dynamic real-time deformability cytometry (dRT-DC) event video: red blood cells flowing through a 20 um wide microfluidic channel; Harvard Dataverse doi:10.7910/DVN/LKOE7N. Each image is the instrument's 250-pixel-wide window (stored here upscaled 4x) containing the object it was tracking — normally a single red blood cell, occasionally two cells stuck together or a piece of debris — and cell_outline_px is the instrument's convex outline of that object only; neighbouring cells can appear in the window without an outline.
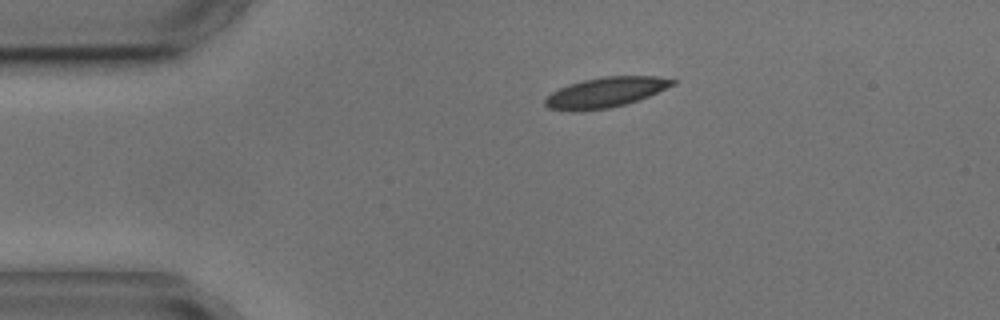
{"species": "common noctule bat (a hibernating species)", "species_latin": "Nyctalus noctula", "temperature_condition": "cold", "stored_images_in_passage": 2, "camera_frame_rate_fps": 3000, "um_per_image_px": 0.085, "animal": {"sex": "male", "body_mass_g": 17.9, "forearm_length_mm": 54.2}, "frame": {"image": 1, "passage_image": 1, "time_ms": 0.0, "image_size_px": [1000, 320], "cell_outline_px": [[676, 84], [648, 96], [624, 104], [608, 108], [576, 112], [572, 112], [548, 108], [544, 104], [544, 100], [552, 92], [568, 84], [584, 80], [604, 76], [656, 76], [676, 80]], "centroid_in_image_um": [51.44, 7.85], "position_along_channel_um": 33.6, "area_um2": 22.31}}